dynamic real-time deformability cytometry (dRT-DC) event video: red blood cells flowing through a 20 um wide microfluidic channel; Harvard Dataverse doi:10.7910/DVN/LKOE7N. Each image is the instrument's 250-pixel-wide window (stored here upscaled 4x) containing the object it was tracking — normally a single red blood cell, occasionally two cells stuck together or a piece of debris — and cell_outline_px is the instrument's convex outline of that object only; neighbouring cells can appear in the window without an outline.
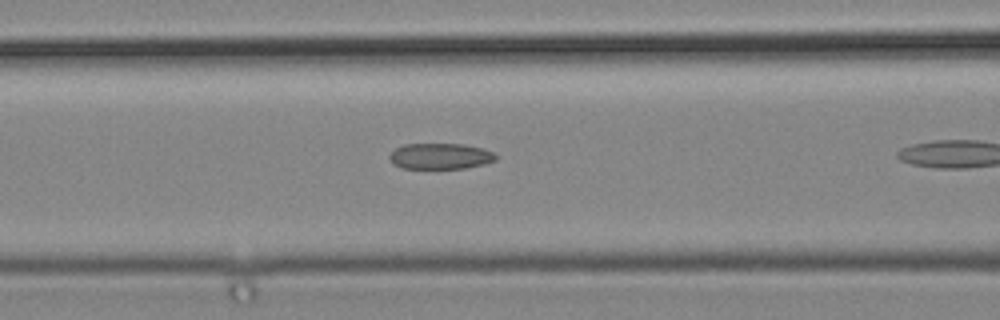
{"species": "common noctule bat (a hibernating species)", "species_latin": "Nyctalus noctula", "temperature_condition": "cold", "stored_images_in_passage": 12, "camera_frame_rate_fps": 3000, "um_per_image_px": 0.085, "animal": {"sex": "male", "body_mass_g": 19.2, "forearm_length_mm": 51.8}, "frame": {"image": 1, "passage_image": 6, "time_ms": 1.667, "image_size_px": [1000, 320], "cell_outline_px": [[496, 160], [484, 164], [464, 168], [404, 168], [396, 164], [388, 156], [396, 148], [404, 144], [464, 144], [484, 148], [492, 152], [496, 156]], "centroid_in_image_um": [37.46, 13.26], "position_along_channel_um": 129.1, "area_um2": 15.84}}